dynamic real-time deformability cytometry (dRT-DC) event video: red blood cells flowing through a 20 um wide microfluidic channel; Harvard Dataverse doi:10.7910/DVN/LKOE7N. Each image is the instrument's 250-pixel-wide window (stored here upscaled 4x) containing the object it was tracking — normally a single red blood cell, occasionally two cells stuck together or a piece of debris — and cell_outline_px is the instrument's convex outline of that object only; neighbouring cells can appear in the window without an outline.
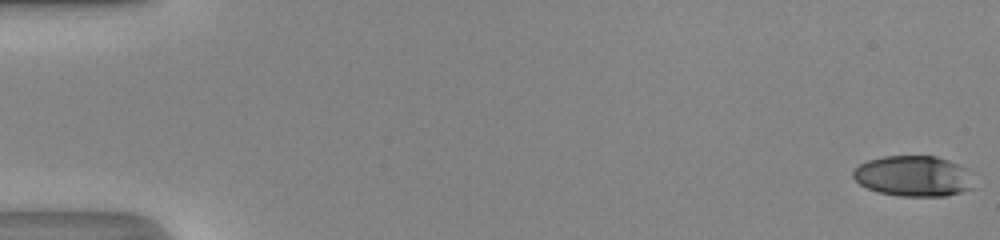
{"species": "human", "species_latin": "Homo sapiens", "temperature_condition": "room temperature", "stored_images_in_passage": 51, "camera_frame_rate_fps": 3000, "um_per_image_px": 0.085, "donor": {"sex": "male"}, "frame": {"image": 1, "passage_image": 1, "time_ms": 0.0, "image_size_px": [1000, 240], "cell_outline_px": [[976, 188], [944, 196], [900, 196], [880, 192], [868, 188], [860, 184], [852, 176], [852, 172], [860, 164], [868, 160], [884, 156], [936, 156], [948, 160], [964, 168]], "centroid_in_image_um": [77.62, 14.97], "position_along_channel_um": 7.4, "area_um2": 28.32}}
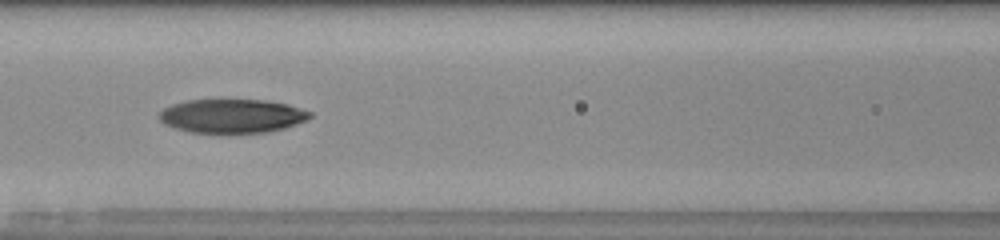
{"frame": {"image": 2, "passage_image": 24, "time_ms": 7.667, "image_size_px": [1000, 240], "cell_outline_px": [[312, 116], [308, 120], [284, 128], [268, 132], [188, 132], [164, 124], [160, 120], [160, 112], [164, 108], [172, 104], [188, 100], [220, 96], [268, 100], [288, 104], [312, 112]], "centroid_in_image_um": [19.73, 9.79], "position_along_channel_um": 146.9, "area_um2": 30.75}}
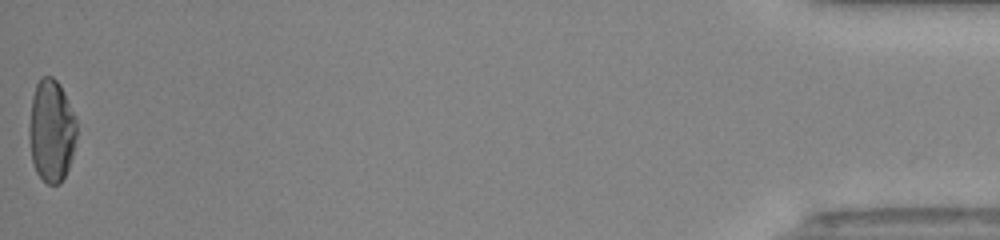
{"frame": {"image": 3, "passage_image": 51, "time_ms": 16.667, "image_size_px": [1000, 240], "cell_outline_px": [[76, 136], [72, 156], [68, 168], [60, 184], [48, 184], [36, 172], [32, 160], [28, 136], [28, 124], [32, 96], [36, 84], [40, 76], [52, 76], [60, 84], [64, 92], [76, 120]], "centroid_in_image_um": [4.34, 11.09], "position_along_channel_um": 430.9, "area_um2": 28.5}, "authors_computed_cell_mechanics": {"area_um2": 29.6514, "velocity_mm_per_s": 4.2322, "shape_relaxation_time_tau1_ms": 6.1486, "shape_relaxation_time_tau2_ms": 4.0298, "deformation_change_tau1": 0.2347, "deformation_change_tau2": 0.0951}}